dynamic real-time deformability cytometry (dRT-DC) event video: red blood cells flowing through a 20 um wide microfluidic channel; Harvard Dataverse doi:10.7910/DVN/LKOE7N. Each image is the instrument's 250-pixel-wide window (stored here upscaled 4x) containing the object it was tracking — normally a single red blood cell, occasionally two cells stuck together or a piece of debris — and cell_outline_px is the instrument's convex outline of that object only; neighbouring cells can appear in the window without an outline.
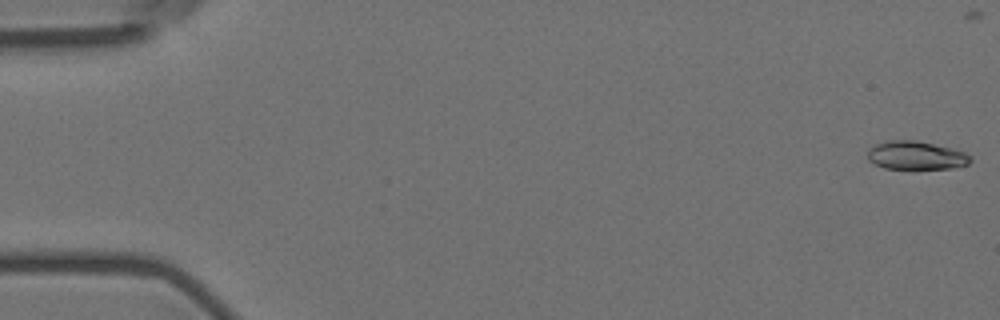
{"species": "Egyptian fruit bat (a non-hibernating species)", "species_latin": "Rousettus aegyptiacus", "temperature_condition": "room temperature", "stored_images_in_passage": 56, "camera_frame_rate_fps": 3000, "um_per_image_px": 0.085, "animal": {"sex": "female"}, "frame": {"image": 1, "passage_image": 1, "time_ms": 0.0, "image_size_px": [1000, 320], "cell_outline_px": [[972, 160], [968, 164], [952, 168], [884, 168], [868, 160], [868, 148], [876, 144], [888, 140], [916, 140], [952, 148], [964, 152], [972, 156]], "centroid_in_image_um": [77.87, 13.2], "position_along_channel_um": 7.1, "area_um2": 16.94}}
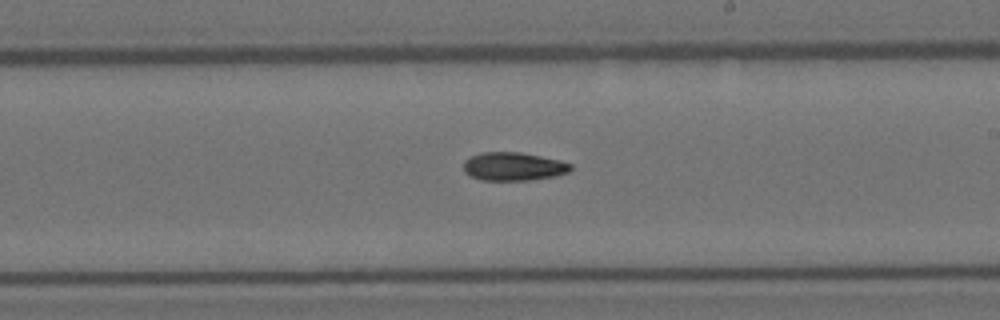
{"frame": {"image": 2, "passage_image": 33, "time_ms": 10.667, "image_size_px": [1000, 320], "cell_outline_px": [[572, 168], [568, 172], [556, 176], [528, 180], [480, 180], [464, 172], [464, 160], [480, 152], [520, 152], [560, 160], [572, 164]], "centroid_in_image_um": [43.65, 14.15], "position_along_channel_um": 245.4, "area_um2": 17.69}}
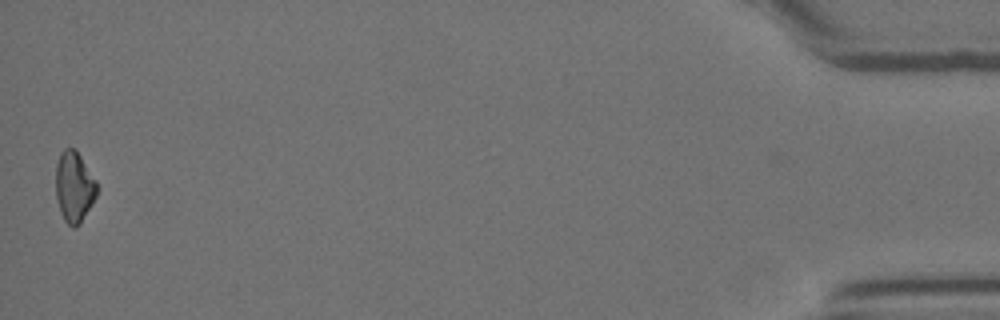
{"frame": {"image": 3, "passage_image": 56, "time_ms": 18.333, "image_size_px": [1000, 320], "cell_outline_px": [[96, 196], [80, 224], [76, 228], [72, 228], [64, 220], [60, 212], [56, 196], [56, 164], [60, 152], [64, 148], [76, 148], [96, 180]], "centroid_in_image_um": [6.29, 15.87], "position_along_channel_um": 428.9, "area_um2": 17.05}}